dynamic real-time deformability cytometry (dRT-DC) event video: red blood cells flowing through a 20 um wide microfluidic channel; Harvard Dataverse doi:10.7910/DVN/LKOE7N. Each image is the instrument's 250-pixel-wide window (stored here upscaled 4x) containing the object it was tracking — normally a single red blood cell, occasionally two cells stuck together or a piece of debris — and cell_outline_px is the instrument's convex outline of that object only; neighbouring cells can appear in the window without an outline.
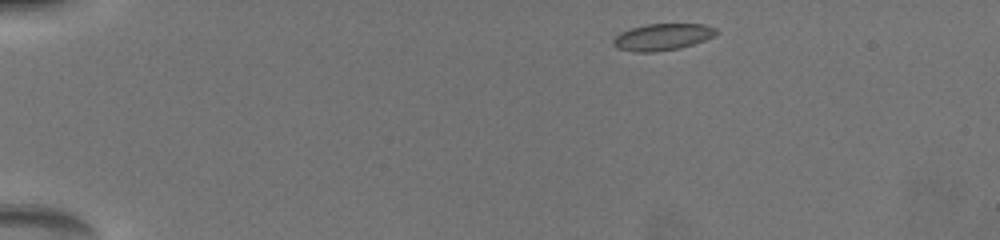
{"species": "common noctule bat (a hibernating species)", "species_latin": "Nyctalus noctula", "temperature_condition": "warm", "stored_images_in_passage": 43, "camera_frame_rate_fps": 3000, "um_per_image_px": 0.085, "animal": {"sex": "female", "body_mass_g": 19.5, "forearm_length_mm": 54.1}, "frame": {"image": 1, "passage_image": 1, "time_ms": 0.0, "image_size_px": [1000, 240], "cell_outline_px": [[720, 32], [704, 40], [680, 48], [652, 52], [636, 52], [616, 48], [612, 44], [612, 40], [620, 32], [632, 28], [648, 24], [704, 24], [716, 28]], "centroid_in_image_um": [56.29, 3.14], "position_along_channel_um": 28.7, "area_um2": 15.95}}
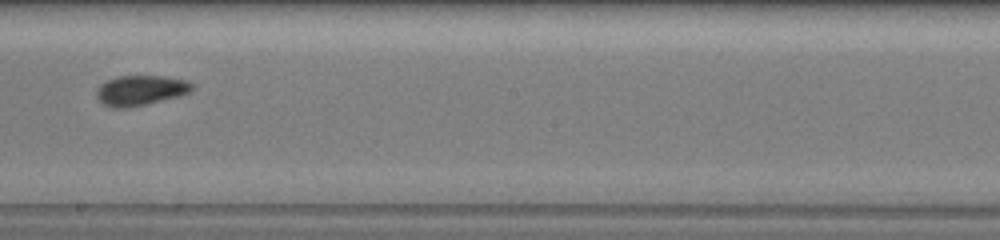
{"frame": {"image": 2, "passage_image": 19, "time_ms": 8.0, "image_size_px": [1000, 240], "cell_outline_px": [[192, 88], [188, 92], [180, 96], [128, 108], [112, 108], [104, 104], [96, 96], [96, 88], [104, 80], [116, 76], [164, 76], [184, 80], [192, 84]], "centroid_in_image_um": [11.88, 7.68], "position_along_channel_um": 236.3, "area_um2": 16.76}}
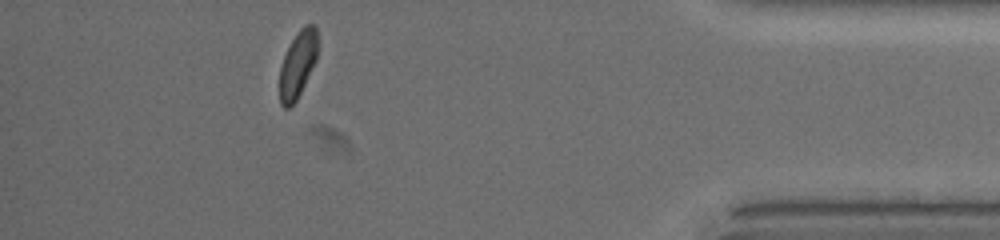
{"frame": {"image": 3, "passage_image": 37, "time_ms": 13.667, "image_size_px": [1000, 240], "cell_outline_px": [[316, 60], [296, 100], [288, 108], [284, 108], [280, 104], [280, 68], [284, 56], [292, 40], [300, 28], [304, 24], [316, 24]], "centroid_in_image_um": [25.29, 5.46], "position_along_channel_um": 409.9, "area_um2": 14.39}, "authors_computed_cell_mechanics": {"area_um2": 15.9528, "velocity_mm_per_s": 3.7877, "shape_relaxation_time_tau1_ms": 3.6298, "shape_relaxation_time_tau2_ms": 1.9021, "deformation_change_tau1": 0.1229, "deformation_change_tau2": 0.0614}}